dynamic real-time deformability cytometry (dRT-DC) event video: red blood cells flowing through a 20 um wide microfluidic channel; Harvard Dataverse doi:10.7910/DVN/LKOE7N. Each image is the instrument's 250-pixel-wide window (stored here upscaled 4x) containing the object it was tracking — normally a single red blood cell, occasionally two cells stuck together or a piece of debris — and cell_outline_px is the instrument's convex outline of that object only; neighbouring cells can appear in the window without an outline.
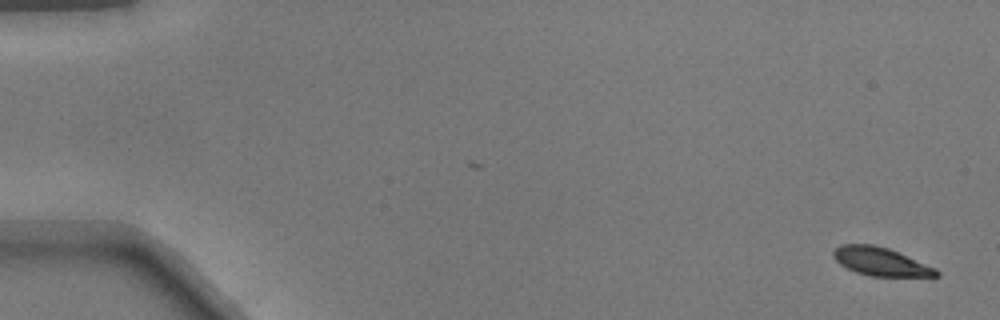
{"species": "common noctule bat (a hibernating species)", "species_latin": "Nyctalus noctula", "temperature_condition": "warm", "stored_images_in_passage": 51, "camera_frame_rate_fps": 3000, "um_per_image_px": 0.085, "animal": {"sex": "male", "body_mass_g": 17.9}, "frame": {"image": 1, "passage_image": 1, "time_ms": 0.0, "image_size_px": [1000, 320], "cell_outline_px": [[940, 276], [872, 276], [856, 272], [840, 264], [832, 256], [832, 252], [840, 244], [872, 244], [888, 248], [936, 268], [940, 272]], "centroid_in_image_um": [74.85, 22.23], "position_along_channel_um": 10.2, "area_um2": 16.82}}
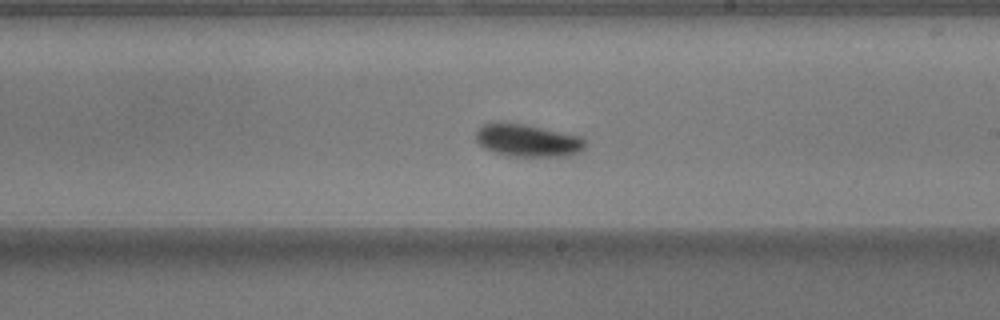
{"frame": {"image": 2, "passage_image": 30, "time_ms": 9.667, "image_size_px": [1000, 320], "cell_outline_px": [[588, 144], [580, 152], [568, 156], [508, 156], [484, 148], [476, 140], [476, 132], [484, 124], [524, 124], [580, 136], [588, 140]], "centroid_in_image_um": [44.93, 11.96], "position_along_channel_um": 244.1, "area_um2": 20.4}}
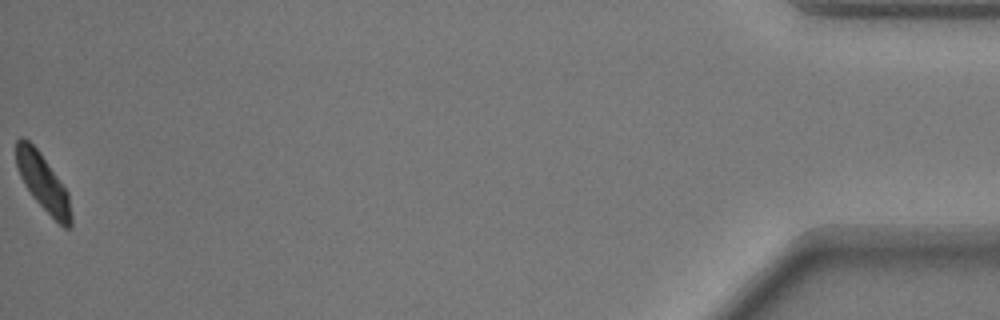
{"frame": {"image": 3, "passage_image": 51, "time_ms": 16.667, "image_size_px": [1000, 320], "cell_outline_px": [[72, 228], [64, 228], [32, 196], [24, 184], [20, 176], [16, 164], [16, 140], [20, 136], [24, 136], [40, 152], [68, 192], [72, 216]], "centroid_in_image_um": [3.65, 15.49], "position_along_channel_um": 431.5, "area_um2": 18.03}}